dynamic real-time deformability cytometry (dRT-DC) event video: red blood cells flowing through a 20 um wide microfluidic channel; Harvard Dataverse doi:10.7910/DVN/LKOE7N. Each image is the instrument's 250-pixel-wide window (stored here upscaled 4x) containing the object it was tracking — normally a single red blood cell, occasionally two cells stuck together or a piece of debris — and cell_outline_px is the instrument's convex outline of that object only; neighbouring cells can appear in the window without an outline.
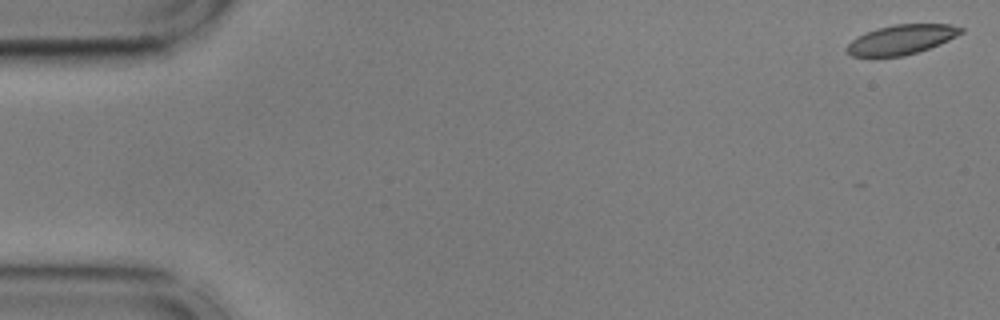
{"species": "common noctule bat (a hibernating species)", "species_latin": "Nyctalus noctula", "temperature_condition": "cold", "stored_images_in_passage": 55, "camera_frame_rate_fps": 3000, "um_per_image_px": 0.085, "animal": {"sex": "male", "body_mass_g": 17.9, "forearm_length_mm": 54.2}, "frame": {"image": 1, "passage_image": 1, "time_ms": 0.0, "image_size_px": [1000, 320], "cell_outline_px": [[964, 32], [940, 44], [904, 56], [852, 56], [844, 48], [856, 36], [864, 32], [876, 28], [896, 24], [948, 24], [964, 28]], "centroid_in_image_um": [76.6, 3.35], "position_along_channel_um": 8.4, "area_um2": 19.65}}
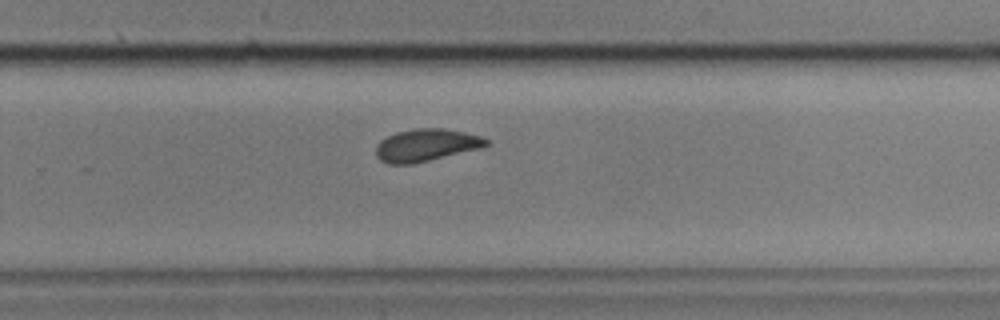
{"frame": {"image": 2, "passage_image": 36, "time_ms": 11.667, "image_size_px": [1000, 320], "cell_outline_px": [[488, 144], [484, 148], [412, 164], [388, 164], [380, 160], [376, 156], [376, 144], [380, 140], [396, 132], [416, 128], [444, 128], [464, 132], [480, 136], [488, 140]], "centroid_in_image_um": [36.22, 12.34], "position_along_channel_um": 293.6, "area_um2": 20.98}}
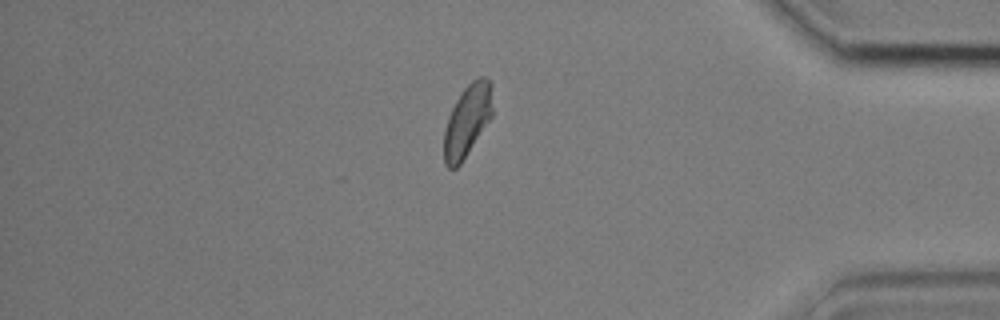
{"frame": {"image": 3, "passage_image": 47, "time_ms": 15.333, "image_size_px": [1000, 320], "cell_outline_px": [[492, 116], [460, 164], [456, 168], [448, 168], [444, 164], [444, 132], [448, 116], [456, 100], [464, 88], [472, 80], [480, 76], [484, 76], [492, 84]], "centroid_in_image_um": [39.72, 10.23], "position_along_channel_um": 395.5, "area_um2": 20.23}, "authors_computed_cell_mechanics": {"area_um2": 20.9814, "velocity_mm_per_s": 3.5981, "shape_relaxation_time_tau1_ms": 5.2854, "shape_relaxation_time_tau2_ms": 1.008, "deformation_change_tau1": 0.1261, "deformation_change_tau2": 0.0541}}